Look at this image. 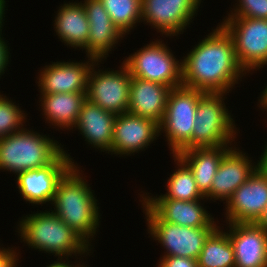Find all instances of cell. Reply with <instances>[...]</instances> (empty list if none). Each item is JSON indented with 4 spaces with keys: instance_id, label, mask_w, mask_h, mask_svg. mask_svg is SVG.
Here are the masks:
<instances>
[{
    "instance_id": "8992f818",
    "label": "cell",
    "mask_w": 267,
    "mask_h": 267,
    "mask_svg": "<svg viewBox=\"0 0 267 267\" xmlns=\"http://www.w3.org/2000/svg\"><path fill=\"white\" fill-rule=\"evenodd\" d=\"M204 94L203 91L183 85L171 90L164 117L159 124V135L165 133L171 154L177 155L180 151L191 149L196 108Z\"/></svg>"
},
{
    "instance_id": "ac0fdd59",
    "label": "cell",
    "mask_w": 267,
    "mask_h": 267,
    "mask_svg": "<svg viewBox=\"0 0 267 267\" xmlns=\"http://www.w3.org/2000/svg\"><path fill=\"white\" fill-rule=\"evenodd\" d=\"M82 4L89 22L87 57L103 61L125 35L113 23L101 0H84Z\"/></svg>"
},
{
    "instance_id": "e0dca14e",
    "label": "cell",
    "mask_w": 267,
    "mask_h": 267,
    "mask_svg": "<svg viewBox=\"0 0 267 267\" xmlns=\"http://www.w3.org/2000/svg\"><path fill=\"white\" fill-rule=\"evenodd\" d=\"M224 154L217 173L214 176L210 192L205 196L208 200L228 201L238 189L259 168L252 163L248 155L236 146ZM250 158V160H249Z\"/></svg>"
},
{
    "instance_id": "7a4b0ae2",
    "label": "cell",
    "mask_w": 267,
    "mask_h": 267,
    "mask_svg": "<svg viewBox=\"0 0 267 267\" xmlns=\"http://www.w3.org/2000/svg\"><path fill=\"white\" fill-rule=\"evenodd\" d=\"M92 191L80 167L74 165L59 181L51 202L54 210H50L91 248L100 223V207Z\"/></svg>"
},
{
    "instance_id": "f546056e",
    "label": "cell",
    "mask_w": 267,
    "mask_h": 267,
    "mask_svg": "<svg viewBox=\"0 0 267 267\" xmlns=\"http://www.w3.org/2000/svg\"><path fill=\"white\" fill-rule=\"evenodd\" d=\"M157 263V267H198L197 260L178 257V256H165Z\"/></svg>"
},
{
    "instance_id": "ffe728a7",
    "label": "cell",
    "mask_w": 267,
    "mask_h": 267,
    "mask_svg": "<svg viewBox=\"0 0 267 267\" xmlns=\"http://www.w3.org/2000/svg\"><path fill=\"white\" fill-rule=\"evenodd\" d=\"M172 89L158 82L131 77L128 112L160 124Z\"/></svg>"
},
{
    "instance_id": "7c38bea8",
    "label": "cell",
    "mask_w": 267,
    "mask_h": 267,
    "mask_svg": "<svg viewBox=\"0 0 267 267\" xmlns=\"http://www.w3.org/2000/svg\"><path fill=\"white\" fill-rule=\"evenodd\" d=\"M148 233L167 251L165 256L197 260L205 240L217 227H185L166 221H147Z\"/></svg>"
},
{
    "instance_id": "5bb4252c",
    "label": "cell",
    "mask_w": 267,
    "mask_h": 267,
    "mask_svg": "<svg viewBox=\"0 0 267 267\" xmlns=\"http://www.w3.org/2000/svg\"><path fill=\"white\" fill-rule=\"evenodd\" d=\"M225 203L226 223H255L267 206V173L258 168Z\"/></svg>"
},
{
    "instance_id": "8fae6325",
    "label": "cell",
    "mask_w": 267,
    "mask_h": 267,
    "mask_svg": "<svg viewBox=\"0 0 267 267\" xmlns=\"http://www.w3.org/2000/svg\"><path fill=\"white\" fill-rule=\"evenodd\" d=\"M202 0H141L142 22L168 38L183 34ZM182 32V33H181Z\"/></svg>"
},
{
    "instance_id": "4fadbf2b",
    "label": "cell",
    "mask_w": 267,
    "mask_h": 267,
    "mask_svg": "<svg viewBox=\"0 0 267 267\" xmlns=\"http://www.w3.org/2000/svg\"><path fill=\"white\" fill-rule=\"evenodd\" d=\"M146 221H166L185 227H218L214 217L201 206V199H142ZM200 201V202H199Z\"/></svg>"
},
{
    "instance_id": "9c48e42d",
    "label": "cell",
    "mask_w": 267,
    "mask_h": 267,
    "mask_svg": "<svg viewBox=\"0 0 267 267\" xmlns=\"http://www.w3.org/2000/svg\"><path fill=\"white\" fill-rule=\"evenodd\" d=\"M96 61L87 79L86 99L115 115L128 112L131 75L122 62L120 70H95Z\"/></svg>"
},
{
    "instance_id": "1f68e13d",
    "label": "cell",
    "mask_w": 267,
    "mask_h": 267,
    "mask_svg": "<svg viewBox=\"0 0 267 267\" xmlns=\"http://www.w3.org/2000/svg\"><path fill=\"white\" fill-rule=\"evenodd\" d=\"M1 35L2 32H0V78L5 73L4 71L7 69L6 67L8 66V64H10V48H8L7 42L4 41L5 39H3L4 37H2Z\"/></svg>"
},
{
    "instance_id": "52a82bcc",
    "label": "cell",
    "mask_w": 267,
    "mask_h": 267,
    "mask_svg": "<svg viewBox=\"0 0 267 267\" xmlns=\"http://www.w3.org/2000/svg\"><path fill=\"white\" fill-rule=\"evenodd\" d=\"M123 63L131 77L158 82L171 88L182 86V60L176 59L172 50L160 39L130 54Z\"/></svg>"
},
{
    "instance_id": "4316f807",
    "label": "cell",
    "mask_w": 267,
    "mask_h": 267,
    "mask_svg": "<svg viewBox=\"0 0 267 267\" xmlns=\"http://www.w3.org/2000/svg\"><path fill=\"white\" fill-rule=\"evenodd\" d=\"M113 23L128 35L135 24L142 22L141 0H101Z\"/></svg>"
},
{
    "instance_id": "7402d4cb",
    "label": "cell",
    "mask_w": 267,
    "mask_h": 267,
    "mask_svg": "<svg viewBox=\"0 0 267 267\" xmlns=\"http://www.w3.org/2000/svg\"><path fill=\"white\" fill-rule=\"evenodd\" d=\"M54 29L66 46L85 50L89 38V22L82 1L62 4L55 16Z\"/></svg>"
},
{
    "instance_id": "e575fe53",
    "label": "cell",
    "mask_w": 267,
    "mask_h": 267,
    "mask_svg": "<svg viewBox=\"0 0 267 267\" xmlns=\"http://www.w3.org/2000/svg\"><path fill=\"white\" fill-rule=\"evenodd\" d=\"M259 101V107L264 111L267 112V85L265 86V89L261 92Z\"/></svg>"
},
{
    "instance_id": "8d00e7d4",
    "label": "cell",
    "mask_w": 267,
    "mask_h": 267,
    "mask_svg": "<svg viewBox=\"0 0 267 267\" xmlns=\"http://www.w3.org/2000/svg\"><path fill=\"white\" fill-rule=\"evenodd\" d=\"M6 1L0 0V32H2L3 24H4V15H5V8H6ZM3 23V24H2Z\"/></svg>"
},
{
    "instance_id": "836d02e7",
    "label": "cell",
    "mask_w": 267,
    "mask_h": 267,
    "mask_svg": "<svg viewBox=\"0 0 267 267\" xmlns=\"http://www.w3.org/2000/svg\"><path fill=\"white\" fill-rule=\"evenodd\" d=\"M70 261H54V263L50 264L49 266L47 265L46 267H85V265L82 263V265H80V262L74 266V264H70Z\"/></svg>"
},
{
    "instance_id": "277c9868",
    "label": "cell",
    "mask_w": 267,
    "mask_h": 267,
    "mask_svg": "<svg viewBox=\"0 0 267 267\" xmlns=\"http://www.w3.org/2000/svg\"><path fill=\"white\" fill-rule=\"evenodd\" d=\"M63 151V145L57 140L24 127L0 138V170L16 176L51 164Z\"/></svg>"
},
{
    "instance_id": "30bf717a",
    "label": "cell",
    "mask_w": 267,
    "mask_h": 267,
    "mask_svg": "<svg viewBox=\"0 0 267 267\" xmlns=\"http://www.w3.org/2000/svg\"><path fill=\"white\" fill-rule=\"evenodd\" d=\"M64 150L51 164L20 172L16 184L22 198L31 204H51L59 181L77 162ZM73 161V162H72Z\"/></svg>"
},
{
    "instance_id": "6da1fadb",
    "label": "cell",
    "mask_w": 267,
    "mask_h": 267,
    "mask_svg": "<svg viewBox=\"0 0 267 267\" xmlns=\"http://www.w3.org/2000/svg\"><path fill=\"white\" fill-rule=\"evenodd\" d=\"M182 58V85L205 93H229L247 74L238 63L231 36L220 24Z\"/></svg>"
},
{
    "instance_id": "5b68a950",
    "label": "cell",
    "mask_w": 267,
    "mask_h": 267,
    "mask_svg": "<svg viewBox=\"0 0 267 267\" xmlns=\"http://www.w3.org/2000/svg\"><path fill=\"white\" fill-rule=\"evenodd\" d=\"M227 93H205L196 108L192 148L232 145L238 134L234 118L224 103ZM237 133V134H236Z\"/></svg>"
},
{
    "instance_id": "484cf974",
    "label": "cell",
    "mask_w": 267,
    "mask_h": 267,
    "mask_svg": "<svg viewBox=\"0 0 267 267\" xmlns=\"http://www.w3.org/2000/svg\"><path fill=\"white\" fill-rule=\"evenodd\" d=\"M218 226L205 240L198 267H235L234 248L228 234Z\"/></svg>"
},
{
    "instance_id": "44dd1931",
    "label": "cell",
    "mask_w": 267,
    "mask_h": 267,
    "mask_svg": "<svg viewBox=\"0 0 267 267\" xmlns=\"http://www.w3.org/2000/svg\"><path fill=\"white\" fill-rule=\"evenodd\" d=\"M115 117V114L105 111L86 99L73 128L75 130L77 128L85 141L94 146L93 148L110 154Z\"/></svg>"
},
{
    "instance_id": "2e32d148",
    "label": "cell",
    "mask_w": 267,
    "mask_h": 267,
    "mask_svg": "<svg viewBox=\"0 0 267 267\" xmlns=\"http://www.w3.org/2000/svg\"><path fill=\"white\" fill-rule=\"evenodd\" d=\"M87 62H52L42 68L37 78L40 94L86 93L90 68L96 62L92 57Z\"/></svg>"
},
{
    "instance_id": "4dcf8cb0",
    "label": "cell",
    "mask_w": 267,
    "mask_h": 267,
    "mask_svg": "<svg viewBox=\"0 0 267 267\" xmlns=\"http://www.w3.org/2000/svg\"><path fill=\"white\" fill-rule=\"evenodd\" d=\"M16 248L15 250L12 248H7L6 247H0V267H18L17 263L19 261V252L16 253Z\"/></svg>"
},
{
    "instance_id": "ba28073f",
    "label": "cell",
    "mask_w": 267,
    "mask_h": 267,
    "mask_svg": "<svg viewBox=\"0 0 267 267\" xmlns=\"http://www.w3.org/2000/svg\"><path fill=\"white\" fill-rule=\"evenodd\" d=\"M225 18L220 25L233 40L239 65L246 73L265 67L267 65V19L235 16Z\"/></svg>"
},
{
    "instance_id": "d6986e66",
    "label": "cell",
    "mask_w": 267,
    "mask_h": 267,
    "mask_svg": "<svg viewBox=\"0 0 267 267\" xmlns=\"http://www.w3.org/2000/svg\"><path fill=\"white\" fill-rule=\"evenodd\" d=\"M235 267H267V231L256 223H228Z\"/></svg>"
},
{
    "instance_id": "603a6c76",
    "label": "cell",
    "mask_w": 267,
    "mask_h": 267,
    "mask_svg": "<svg viewBox=\"0 0 267 267\" xmlns=\"http://www.w3.org/2000/svg\"><path fill=\"white\" fill-rule=\"evenodd\" d=\"M231 146L192 148L177 154L192 170L197 188L204 197L210 192L220 162Z\"/></svg>"
},
{
    "instance_id": "d4e9b609",
    "label": "cell",
    "mask_w": 267,
    "mask_h": 267,
    "mask_svg": "<svg viewBox=\"0 0 267 267\" xmlns=\"http://www.w3.org/2000/svg\"><path fill=\"white\" fill-rule=\"evenodd\" d=\"M173 160L178 166L167 180L166 194L160 196H148L147 193L140 196L143 199H175L182 201L190 200H206V198L198 190L194 174L188 165L178 156L172 155ZM147 195V196H144Z\"/></svg>"
},
{
    "instance_id": "83f0119b",
    "label": "cell",
    "mask_w": 267,
    "mask_h": 267,
    "mask_svg": "<svg viewBox=\"0 0 267 267\" xmlns=\"http://www.w3.org/2000/svg\"><path fill=\"white\" fill-rule=\"evenodd\" d=\"M6 95L0 94V138L23 129L27 117L25 111Z\"/></svg>"
},
{
    "instance_id": "f1b7e54d",
    "label": "cell",
    "mask_w": 267,
    "mask_h": 267,
    "mask_svg": "<svg viewBox=\"0 0 267 267\" xmlns=\"http://www.w3.org/2000/svg\"><path fill=\"white\" fill-rule=\"evenodd\" d=\"M235 6L228 16L267 19V0H237Z\"/></svg>"
},
{
    "instance_id": "cb8c5ba5",
    "label": "cell",
    "mask_w": 267,
    "mask_h": 267,
    "mask_svg": "<svg viewBox=\"0 0 267 267\" xmlns=\"http://www.w3.org/2000/svg\"><path fill=\"white\" fill-rule=\"evenodd\" d=\"M42 115L53 128L72 130L75 125L86 93L40 94Z\"/></svg>"
},
{
    "instance_id": "3957f363",
    "label": "cell",
    "mask_w": 267,
    "mask_h": 267,
    "mask_svg": "<svg viewBox=\"0 0 267 267\" xmlns=\"http://www.w3.org/2000/svg\"><path fill=\"white\" fill-rule=\"evenodd\" d=\"M28 215L21 218L16 232L29 248L52 253L58 261L66 258V262L72 254L85 257V254L91 253L90 246L52 211Z\"/></svg>"
},
{
    "instance_id": "9a60e30c",
    "label": "cell",
    "mask_w": 267,
    "mask_h": 267,
    "mask_svg": "<svg viewBox=\"0 0 267 267\" xmlns=\"http://www.w3.org/2000/svg\"><path fill=\"white\" fill-rule=\"evenodd\" d=\"M159 137V124L152 119L126 112L116 115L111 155L131 156L143 151Z\"/></svg>"
},
{
    "instance_id": "d6a6232c",
    "label": "cell",
    "mask_w": 267,
    "mask_h": 267,
    "mask_svg": "<svg viewBox=\"0 0 267 267\" xmlns=\"http://www.w3.org/2000/svg\"><path fill=\"white\" fill-rule=\"evenodd\" d=\"M260 159L257 160L259 169L263 171L264 173H267V142L264 146V150L262 155H260Z\"/></svg>"
},
{
    "instance_id": "d590c367",
    "label": "cell",
    "mask_w": 267,
    "mask_h": 267,
    "mask_svg": "<svg viewBox=\"0 0 267 267\" xmlns=\"http://www.w3.org/2000/svg\"><path fill=\"white\" fill-rule=\"evenodd\" d=\"M259 227H262L265 231H267V206L265 207L262 215L255 222Z\"/></svg>"
}]
</instances>
